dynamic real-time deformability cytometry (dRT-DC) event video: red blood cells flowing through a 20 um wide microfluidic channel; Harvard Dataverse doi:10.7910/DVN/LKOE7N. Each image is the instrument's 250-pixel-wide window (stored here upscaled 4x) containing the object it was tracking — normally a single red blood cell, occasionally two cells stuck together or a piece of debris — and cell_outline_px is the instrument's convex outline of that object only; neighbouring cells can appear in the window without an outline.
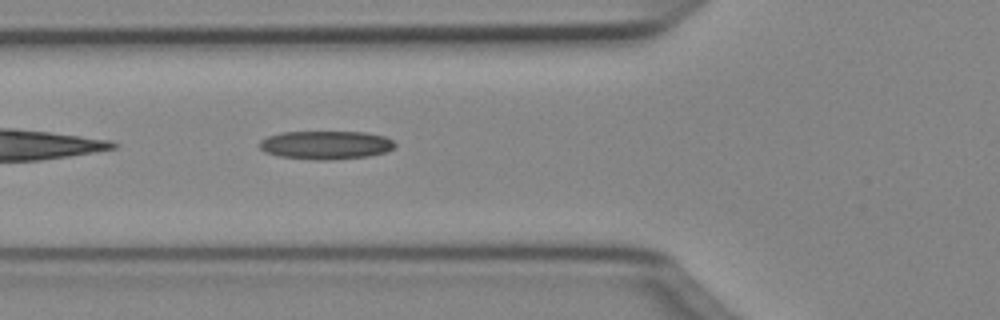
{"species": "Egyptian fruit bat (a non-hibernating species)", "species_latin": "Rousettus aegyptiacus", "temperature_condition": "cold", "stored_images_in_passage": 36, "camera_frame_rate_fps": 3000, "um_per_image_px": 0.085, "animal": {"sex": "female"}, "frame": {"image": 1, "passage_image": 4, "time_ms": 1.0, "image_size_px": [1000, 320], "cell_outline_px": [[396, 148], [384, 152], [368, 156], [328, 160], [316, 160], [280, 156], [264, 152], [260, 148], [260, 140], [268, 136], [280, 132], [364, 132], [384, 136], [392, 140], [396, 144]], "centroid_in_image_um": [27.7, 12.32], "position_along_channel_um": 98.1, "area_um2": 22.43}}
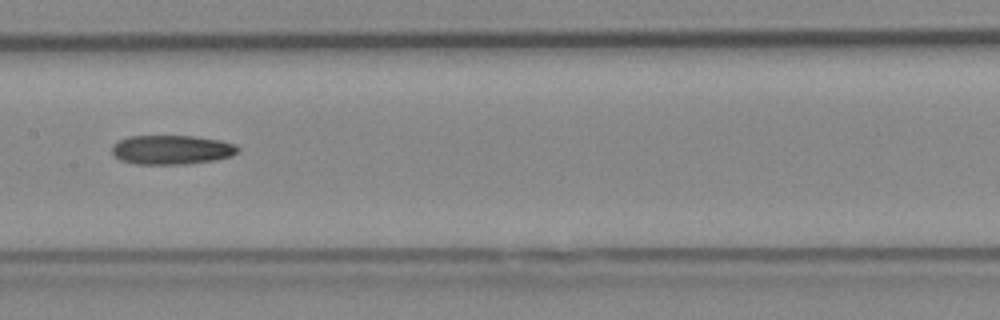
{"frame": {"image": 2, "passage_image": 11, "time_ms": 3.333, "image_size_px": [1000, 320], "cell_outline_px": [[240, 148], [232, 156], [216, 160], [188, 164], [136, 164], [120, 160], [112, 152], [112, 144], [128, 136], [192, 136], [220, 140], [236, 144]], "centroid_in_image_um": [14.61, 12.73], "position_along_channel_um": 192.8, "area_um2": 21.56}}
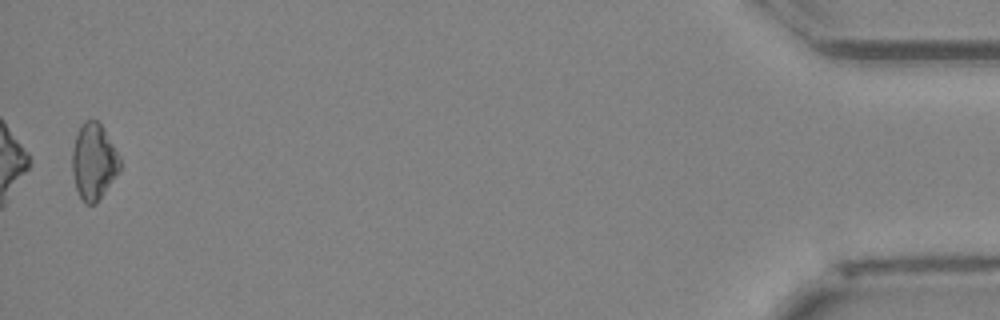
{"frame": {"image": 3, "passage_image": 35, "time_ms": 11.333, "image_size_px": [1000, 320], "cell_outline_px": [[120, 168], [96, 204], [84, 204], [76, 188], [72, 172], [72, 152], [76, 136], [80, 124], [84, 120], [96, 120], [100, 124], [120, 156]], "centroid_in_image_um": [7.94, 13.73], "position_along_channel_um": 427.3, "area_um2": 20.87}}